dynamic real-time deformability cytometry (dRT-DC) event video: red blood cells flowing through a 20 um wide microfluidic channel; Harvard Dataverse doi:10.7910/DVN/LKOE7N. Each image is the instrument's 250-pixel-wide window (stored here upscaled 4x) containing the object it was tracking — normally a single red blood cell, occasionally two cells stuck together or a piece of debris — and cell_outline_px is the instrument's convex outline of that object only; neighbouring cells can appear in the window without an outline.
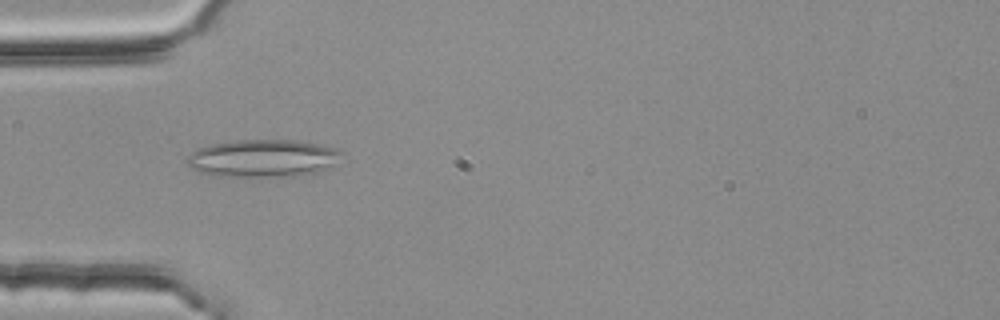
{"species": "common noctule bat (a hibernating species)", "species_latin": "Nyctalus noctula", "temperature_condition": "room temperature", "stored_images_in_passage": 40, "segment_of_instrument_passage": [1, 2], "camera_frame_rate_fps": 3000, "um_per_image_px": 0.085, "animal": {"sex": "female", "body_mass_g": 25.1}, "frame": {"image": 1, "passage_image": 3, "time_ms": 0.667, "image_size_px": [1000, 320], "cell_outline_px": [[344, 152], [332, 164], [316, 172], [280, 176], [212, 176], [200, 172], [192, 168], [188, 164], [188, 156], [196, 148], [212, 144], [236, 140], [292, 140], [320, 144], [336, 148]], "centroid_in_image_um": [22.29, 13.44], "position_along_channel_um": 62.7, "area_um2": 33.35}}